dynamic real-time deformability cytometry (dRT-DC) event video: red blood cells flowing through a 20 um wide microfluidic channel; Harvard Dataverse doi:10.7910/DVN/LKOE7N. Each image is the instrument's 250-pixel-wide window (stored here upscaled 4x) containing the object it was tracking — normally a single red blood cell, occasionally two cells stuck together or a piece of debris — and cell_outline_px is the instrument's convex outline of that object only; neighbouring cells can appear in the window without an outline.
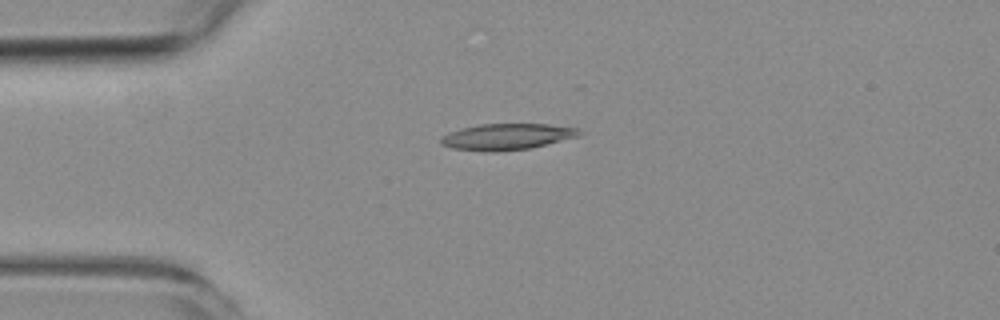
{"species": "common noctule bat (a hibernating species)", "species_latin": "Nyctalus noctula", "temperature_condition": "room temperature", "stored_images_in_passage": 3, "camera_frame_rate_fps": 3000, "um_per_image_px": 0.085, "animal": {"sex": "female", "body_mass_g": 19.3, "forearm_length_mm": 54.1}, "frame": {"image": 1, "passage_image": 1, "time_ms": 0.0, "image_size_px": [1000, 320], "cell_outline_px": [[580, 136], [532, 148], [452, 148], [440, 144], [440, 136], [448, 132], [480, 124], [548, 124], [576, 128], [580, 132]], "centroid_in_image_um": [43.14, 11.56], "position_along_channel_um": 41.9, "area_um2": 19.94}}
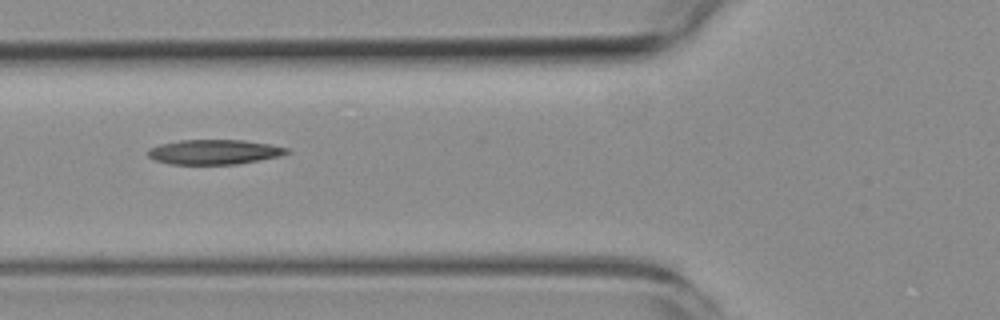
{"frame": {"image": 2, "passage_image": 3, "time_ms": 2.333, "image_size_px": [1000, 320], "cell_outline_px": [[292, 152], [280, 156], [260, 160], [236, 164], [172, 164], [156, 160], [148, 156], [148, 148], [160, 144], [180, 140], [244, 140], [268, 144], [288, 148]], "centroid_in_image_um": [18.23, 12.91], "position_along_channel_um": 107.6, "area_um2": 20.0}}